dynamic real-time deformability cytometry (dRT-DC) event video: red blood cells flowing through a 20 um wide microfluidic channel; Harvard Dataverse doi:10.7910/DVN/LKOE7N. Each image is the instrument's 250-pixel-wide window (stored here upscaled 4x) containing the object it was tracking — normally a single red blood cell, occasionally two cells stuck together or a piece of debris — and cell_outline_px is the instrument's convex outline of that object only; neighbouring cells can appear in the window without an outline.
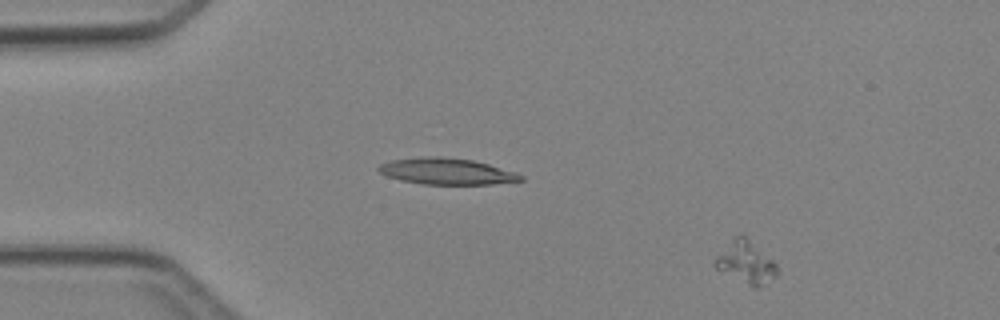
{"species": "Egyptian fruit bat (a non-hibernating species)", "species_latin": "Rousettus aegyptiacus", "temperature_condition": "cold", "stored_images_in_passage": 2, "camera_frame_rate_fps": 3000, "um_per_image_px": 0.085, "animal": {"sex": "female"}, "frame": {"image": 1, "passage_image": 2, "time_ms": 1.333, "image_size_px": [1000, 320], "cell_outline_px": [[776, 276], [764, 284], [756, 288], [752, 288], [716, 268], [716, 256], [736, 236], [744, 236], [772, 260], [776, 264]], "centroid_in_image_um": [63.41, 22.35], "position_along_channel_um": 21.6, "area_um2": 14.51}}